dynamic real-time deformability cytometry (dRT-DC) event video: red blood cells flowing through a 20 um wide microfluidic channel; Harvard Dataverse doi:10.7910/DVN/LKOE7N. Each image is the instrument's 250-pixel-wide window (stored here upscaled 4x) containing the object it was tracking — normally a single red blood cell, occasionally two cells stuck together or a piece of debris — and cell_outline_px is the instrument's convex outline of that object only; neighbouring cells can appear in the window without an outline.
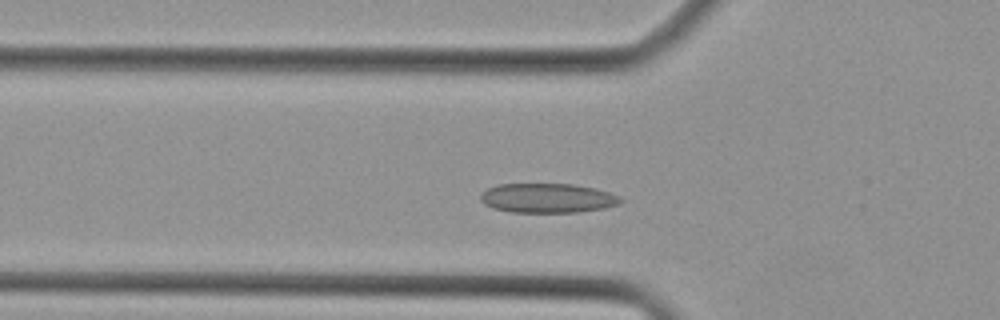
{"species": "Egyptian fruit bat (a non-hibernating species)", "species_latin": "Rousettus aegyptiacus", "temperature_condition": "cold", "stored_images_in_passage": 33, "camera_frame_rate_fps": 3000, "um_per_image_px": 0.085, "animal": {"sex": "female"}, "frame": {"image": 1, "passage_image": 9, "time_ms": 2.667, "image_size_px": [1000, 320], "cell_outline_px": [[624, 200], [620, 204], [604, 208], [576, 212], [512, 212], [492, 208], [484, 204], [480, 200], [480, 192], [488, 188], [500, 184], [572, 184], [596, 188], [620, 196]], "centroid_in_image_um": [46.54, 16.83], "position_along_channel_um": 79.3, "area_um2": 24.16}}
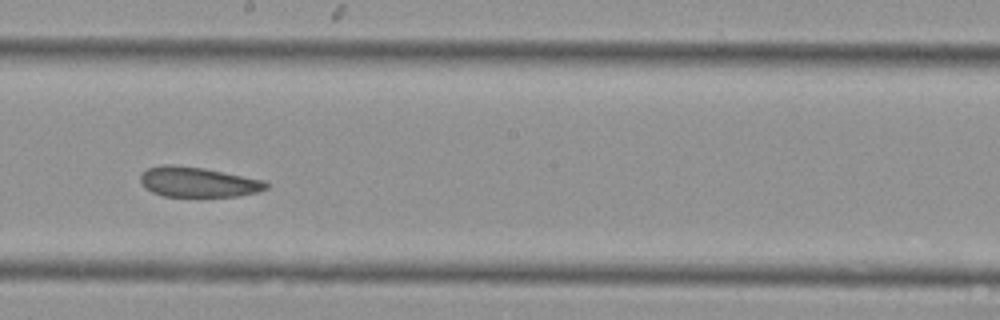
{"frame": {"image": 2, "passage_image": 19, "time_ms": 6.0, "image_size_px": [1000, 320], "cell_outline_px": [[268, 188], [256, 192], [236, 196], [164, 196], [152, 192], [140, 180], [140, 176], [148, 168], [164, 164], [172, 164], [204, 168], [264, 180], [268, 184]], "centroid_in_image_um": [16.84, 15.46], "position_along_channel_um": 231.4, "area_um2": 21.73}}
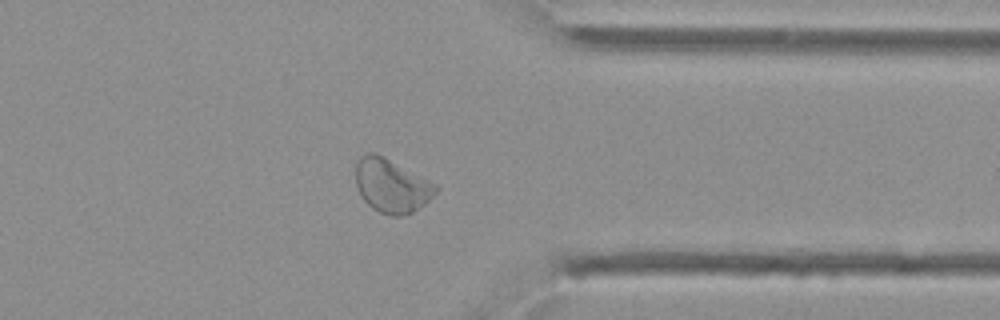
{"frame": {"image": 3, "passage_image": 29, "time_ms": 9.333, "image_size_px": [1000, 320], "cell_outline_px": [[440, 188], [420, 208], [412, 212], [400, 216], [392, 216], [380, 212], [372, 208], [364, 200], [356, 184], [356, 164], [360, 156], [368, 152], [376, 152], [384, 156], [436, 184]], "centroid_in_image_um": [33.28, 15.77], "position_along_channel_um": 378.1, "area_um2": 24.91}}